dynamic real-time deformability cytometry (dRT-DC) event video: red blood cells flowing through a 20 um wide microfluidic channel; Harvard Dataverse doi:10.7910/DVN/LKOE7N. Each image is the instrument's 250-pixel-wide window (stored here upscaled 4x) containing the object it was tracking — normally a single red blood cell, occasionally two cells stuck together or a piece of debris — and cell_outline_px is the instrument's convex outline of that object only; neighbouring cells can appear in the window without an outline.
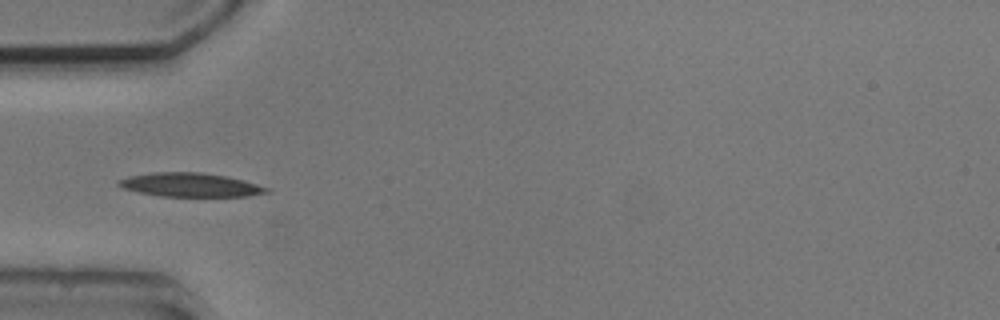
{"species": "common noctule bat (a hibernating species)", "species_latin": "Nyctalus noctula", "temperature_condition": "cold", "stored_images_in_passage": 5, "camera_frame_rate_fps": 3000, "um_per_image_px": 0.085, "animal": {"sex": "male", "body_mass_g": 20.5, "forearm_length_mm": 52.5}, "frame": {"image": 1, "passage_image": 5, "time_ms": 5.0, "image_size_px": [1000, 320], "cell_outline_px": [[268, 192], [248, 196], [160, 196], [140, 192], [124, 188], [116, 184], [116, 180], [128, 176], [152, 172], [200, 172], [224, 176], [244, 180], [268, 188]], "centroid_in_image_um": [16.12, 15.7], "position_along_channel_um": 68.9, "area_um2": 20.35}}